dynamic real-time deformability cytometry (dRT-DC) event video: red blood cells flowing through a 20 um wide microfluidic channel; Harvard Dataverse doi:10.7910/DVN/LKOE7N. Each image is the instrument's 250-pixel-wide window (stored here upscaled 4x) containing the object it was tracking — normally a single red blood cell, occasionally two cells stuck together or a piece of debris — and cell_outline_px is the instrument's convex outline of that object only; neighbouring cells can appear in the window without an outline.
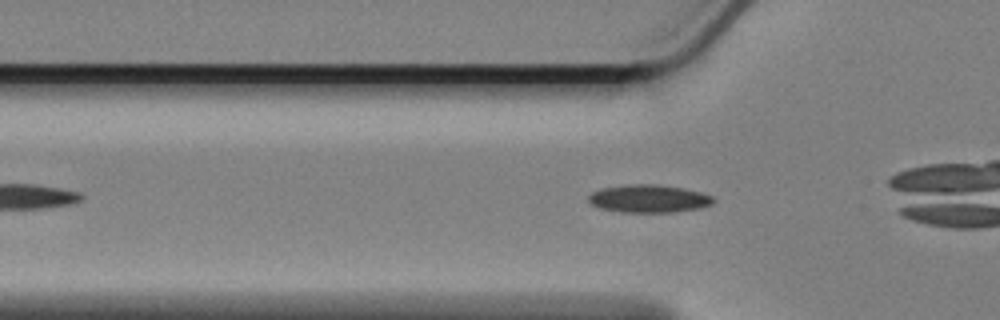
{"species": "Egyptian fruit bat (a non-hibernating species)", "species_latin": "Rousettus aegyptiacus", "temperature_condition": "cold", "stored_images_in_passage": 47, "camera_frame_rate_fps": 3000, "um_per_image_px": 0.085, "animal": {"sex": "female"}, "frame": {"image": 1, "passage_image": 6, "time_ms": 1.667, "image_size_px": [1000, 320], "cell_outline_px": [[716, 200], [712, 204], [700, 208], [672, 212], [620, 212], [600, 208], [592, 204], [588, 200], [588, 196], [592, 192], [600, 188], [628, 184], [656, 184], [684, 188], [700, 192], [712, 196]], "centroid_in_image_um": [55.14, 16.88], "position_along_channel_um": 70.7, "area_um2": 20.35}}
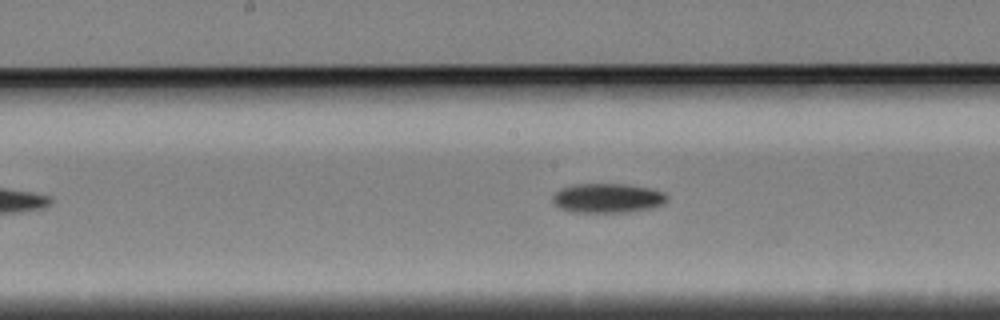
{"frame": {"image": 2, "passage_image": 17, "time_ms": 5.333, "image_size_px": [1000, 320], "cell_outline_px": [[668, 196], [664, 204], [652, 208], [628, 212], [572, 212], [560, 208], [552, 200], [552, 196], [560, 188], [572, 184], [632, 184], [652, 188], [664, 192]], "centroid_in_image_um": [51.67, 16.83], "position_along_channel_um": 196.5, "area_um2": 19.88}}
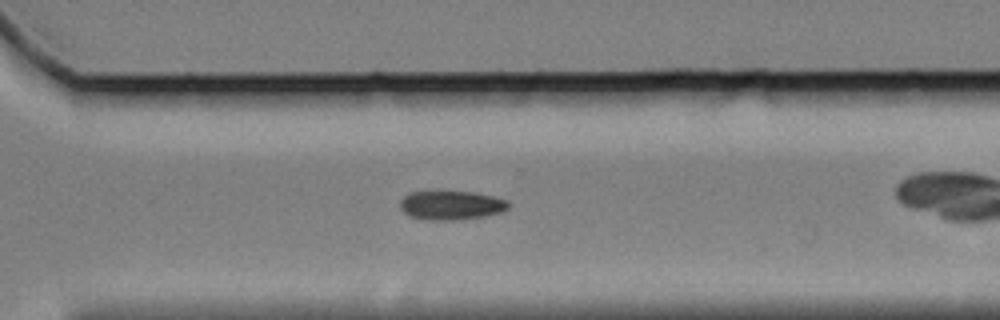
{"frame": {"image": 3, "passage_image": 29, "time_ms": 9.333, "image_size_px": [1000, 320], "cell_outline_px": [[508, 208], [500, 212], [484, 216], [456, 220], [424, 220], [408, 216], [400, 208], [400, 200], [408, 192], [436, 188], [444, 188], [472, 192], [492, 196], [508, 200]], "centroid_in_image_um": [38.26, 17.39], "position_along_channel_um": 332.3, "area_um2": 19.31}, "authors_computed_cell_mechanics": {"area_um2": 18.2648, "velocity_mm_per_s": 3.4036, "shape_relaxation_time_tau1_ms": 5.9434, "shape_relaxation_time_tau2_ms": null, "deformation_change_tau1": 0.0767, "deformation_change_tau2": null}}